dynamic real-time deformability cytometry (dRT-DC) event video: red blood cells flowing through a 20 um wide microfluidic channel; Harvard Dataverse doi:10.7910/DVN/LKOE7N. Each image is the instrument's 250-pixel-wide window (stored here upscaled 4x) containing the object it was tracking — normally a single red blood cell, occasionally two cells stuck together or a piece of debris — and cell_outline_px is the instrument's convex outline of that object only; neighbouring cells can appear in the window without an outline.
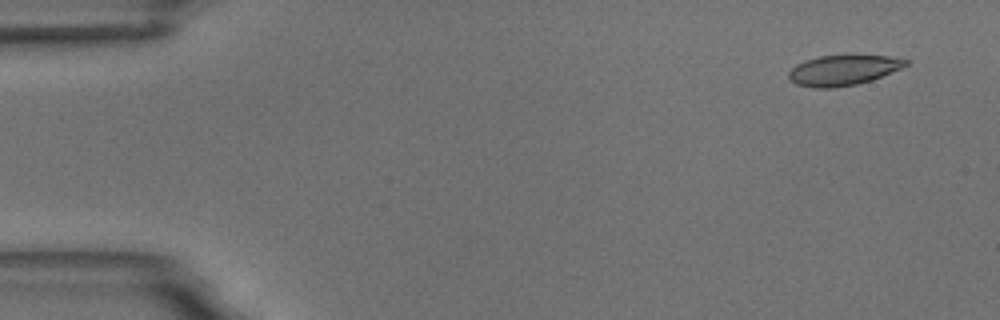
{"species": "common noctule bat (a hibernating species)", "species_latin": "Nyctalus noctula", "temperature_condition": "room temperature", "stored_images_in_passage": 4, "camera_frame_rate_fps": 3000, "um_per_image_px": 0.085, "animal": {"sex": "male", "body_mass_g": 18.8}, "frame": {"image": 1, "passage_image": 1, "time_ms": 0.0, "image_size_px": [1000, 320], "cell_outline_px": [[908, 64], [900, 68], [872, 80], [856, 84], [832, 88], [812, 88], [796, 84], [788, 76], [788, 72], [796, 64], [804, 60], [820, 56], [888, 56], [908, 60]], "centroid_in_image_um": [71.62, 5.98], "position_along_channel_um": 13.4, "area_um2": 20.35}}
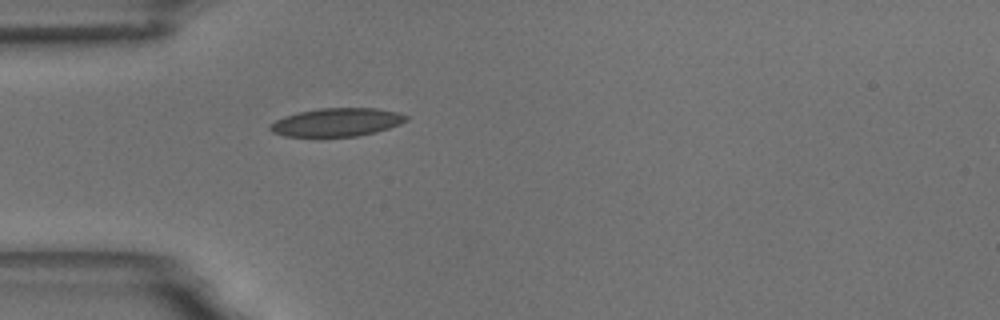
{"frame": {"image": 2, "passage_image": 4, "time_ms": 4.333, "image_size_px": [1000, 320], "cell_outline_px": [[408, 120], [400, 124], [376, 132], [356, 136], [284, 136], [272, 132], [268, 128], [268, 124], [284, 116], [300, 112], [320, 108], [376, 108], [396, 112], [408, 116]], "centroid_in_image_um": [28.61, 10.39], "position_along_channel_um": 56.4, "area_um2": 22.31}}